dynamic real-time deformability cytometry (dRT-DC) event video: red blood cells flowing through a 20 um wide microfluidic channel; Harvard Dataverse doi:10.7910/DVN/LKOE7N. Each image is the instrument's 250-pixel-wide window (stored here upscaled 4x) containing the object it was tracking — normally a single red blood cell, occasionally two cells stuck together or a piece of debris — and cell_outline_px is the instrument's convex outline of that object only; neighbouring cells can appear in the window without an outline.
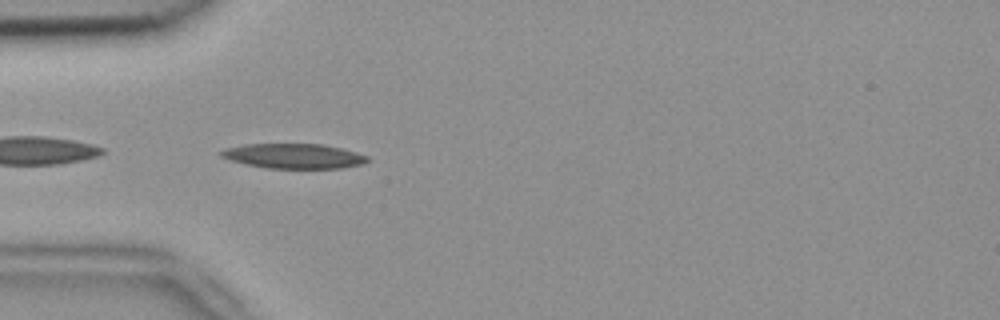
{"species": "common noctule bat (a hibernating species)", "species_latin": "Nyctalus noctula", "temperature_condition": "room temperature", "stored_images_in_passage": 38, "camera_frame_rate_fps": 3000, "um_per_image_px": 0.085, "animal": {"sex": "female", "body_mass_g": 18.4}, "frame": {"image": 1, "passage_image": 1, "time_ms": 0.0, "image_size_px": [1000, 320], "cell_outline_px": [[368, 160], [360, 164], [340, 168], [268, 168], [244, 164], [228, 160], [220, 156], [220, 152], [224, 148], [244, 144], [324, 144], [356, 152], [368, 156]], "centroid_in_image_um": [24.9, 13.26], "position_along_channel_um": 60.1, "area_um2": 21.15}}
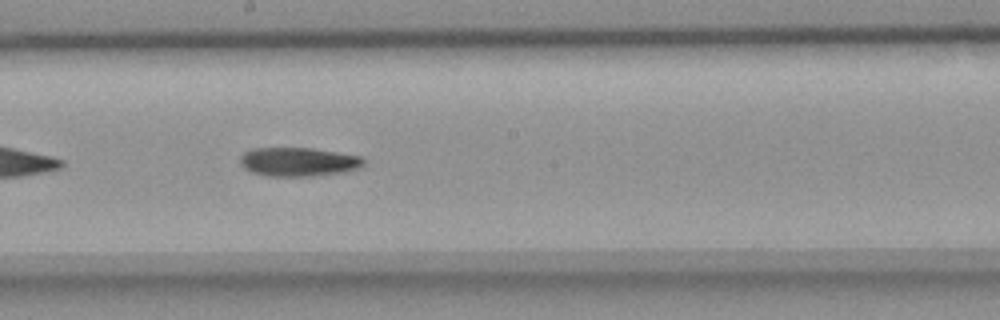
{"frame": {"image": 2, "passage_image": 14, "time_ms": 4.333, "image_size_px": [1000, 320], "cell_outline_px": [[364, 164], [360, 168], [344, 172], [312, 176], [268, 176], [252, 172], [244, 168], [240, 164], [240, 156], [244, 152], [252, 148], [312, 148], [360, 156], [364, 160]], "centroid_in_image_um": [25.35, 13.76], "position_along_channel_um": 222.9, "area_um2": 20.81}}
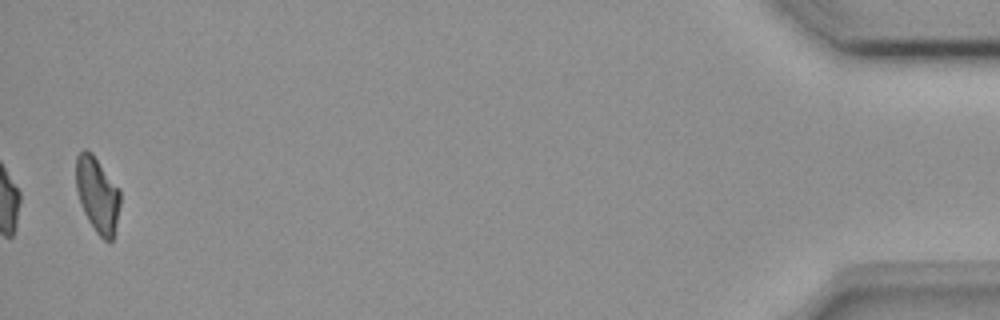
{"frame": {"image": 3, "passage_image": 37, "time_ms": 12.0, "image_size_px": [1000, 320], "cell_outline_px": [[120, 204], [112, 240], [108, 244], [96, 232], [88, 220], [84, 212], [76, 188], [76, 156], [84, 148], [92, 152], [120, 188]], "centroid_in_image_um": [8.29, 16.52], "position_along_channel_um": 426.9, "area_um2": 19.48}}